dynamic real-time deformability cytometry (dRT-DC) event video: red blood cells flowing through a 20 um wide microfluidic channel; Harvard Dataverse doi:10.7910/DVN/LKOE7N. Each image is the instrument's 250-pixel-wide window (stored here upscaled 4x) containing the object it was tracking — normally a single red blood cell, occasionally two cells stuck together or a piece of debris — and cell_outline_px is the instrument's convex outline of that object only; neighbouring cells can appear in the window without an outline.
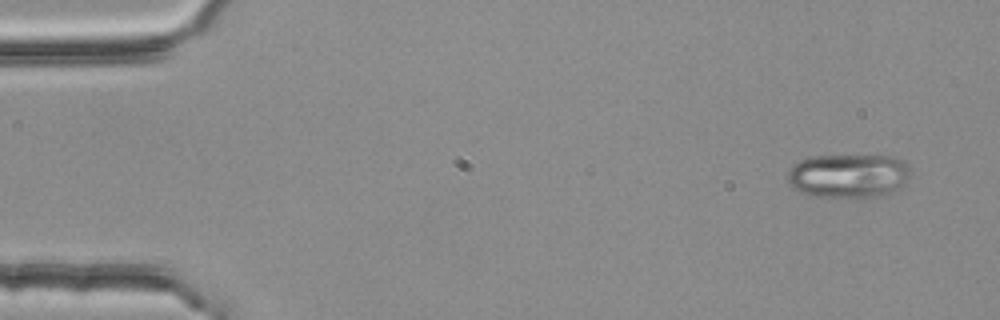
{"species": "common noctule bat (a hibernating species)", "species_latin": "Nyctalus noctula", "temperature_condition": "room temperature", "stored_images_in_passage": 3, "camera_frame_rate_fps": 3000, "um_per_image_px": 0.085, "animal": {"sex": "female", "body_mass_g": 25.1}, "frame": {"image": 1, "passage_image": 1, "time_ms": 0.0, "image_size_px": [1000, 320], "cell_outline_px": [[912, 176], [896, 192], [888, 196], [816, 196], [792, 188], [788, 184], [788, 168], [792, 164], [800, 160], [812, 156], [896, 156], [904, 160], [908, 164]], "centroid_in_image_um": [72.18, 14.93], "position_along_channel_um": 12.8, "area_um2": 31.85}}